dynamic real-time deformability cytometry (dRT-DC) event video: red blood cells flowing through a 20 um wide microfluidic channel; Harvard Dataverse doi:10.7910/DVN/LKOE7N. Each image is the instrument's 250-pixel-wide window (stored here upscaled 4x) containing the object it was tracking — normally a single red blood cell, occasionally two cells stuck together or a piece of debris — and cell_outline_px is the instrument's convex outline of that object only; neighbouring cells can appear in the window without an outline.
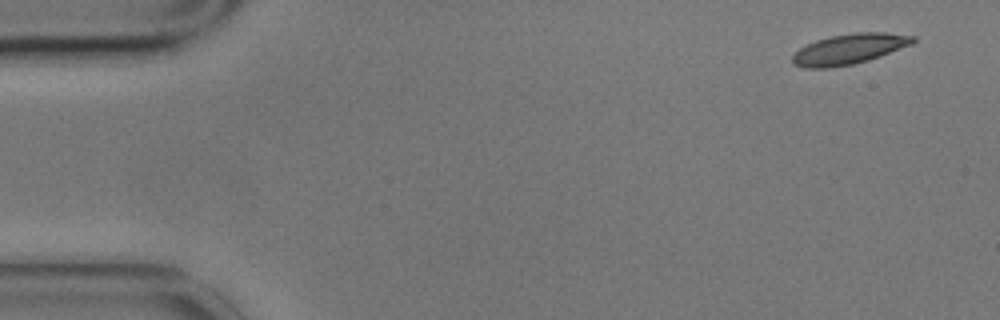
{"species": "common noctule bat (a hibernating species)", "species_latin": "Nyctalus noctula", "temperature_condition": "cold", "stored_images_in_passage": 6, "camera_frame_rate_fps": 3000, "um_per_image_px": 0.085, "animal": {"sex": "male", "body_mass_g": 17.9}, "frame": {"image": 1, "passage_image": 1, "time_ms": 0.0, "image_size_px": [1000, 320], "cell_outline_px": [[916, 40], [912, 44], [880, 56], [868, 60], [852, 64], [828, 68], [804, 68], [792, 64], [792, 56], [800, 48], [816, 40], [832, 36], [852, 32], [884, 32], [916, 36]], "centroid_in_image_um": [72.18, 4.16], "position_along_channel_um": 12.8, "area_um2": 21.27}}
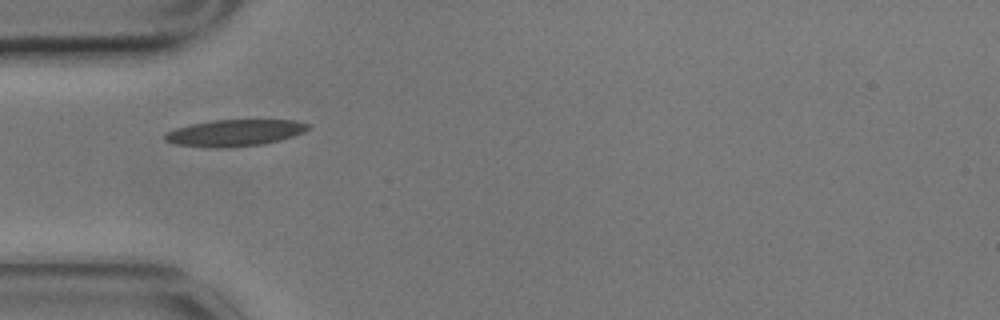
{"frame": {"image": 2, "passage_image": 5, "time_ms": 1.333, "image_size_px": [1000, 320], "cell_outline_px": [[312, 124], [304, 132], [280, 140], [264, 144], [216, 148], [176, 144], [164, 140], [164, 136], [168, 132], [176, 128], [188, 124], [212, 120], [296, 120]], "centroid_in_image_um": [19.97, 11.28], "position_along_channel_um": 65.0, "area_um2": 22.14}}